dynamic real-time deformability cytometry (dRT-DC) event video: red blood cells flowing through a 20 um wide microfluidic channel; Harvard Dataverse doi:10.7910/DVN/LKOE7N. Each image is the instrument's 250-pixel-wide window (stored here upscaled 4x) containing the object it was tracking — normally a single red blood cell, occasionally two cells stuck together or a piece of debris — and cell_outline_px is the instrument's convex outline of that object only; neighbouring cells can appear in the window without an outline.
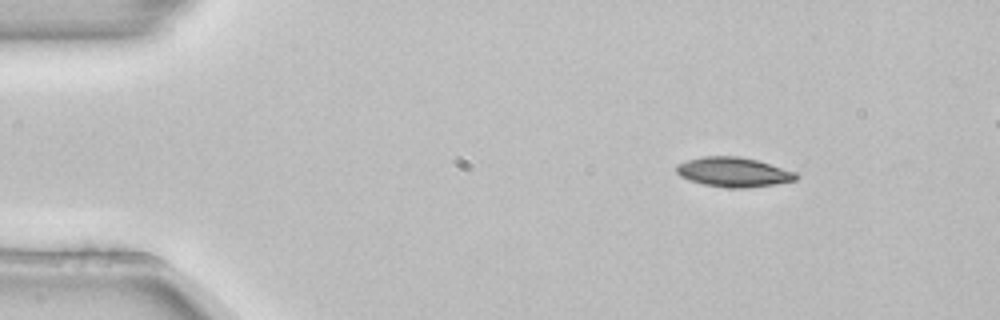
{"species": "common noctule bat (a hibernating species)", "species_latin": "Nyctalus noctula", "temperature_condition": "room temperature", "stored_images_in_passage": 4, "segment_of_instrument_passage": [1, 2], "camera_frame_rate_fps": 3000, "um_per_image_px": 0.085, "animal": {"sex": "female", "body_mass_g": 22.7, "forearm_length_mm": 54.2}, "frame": {"image": 1, "passage_image": 1, "time_ms": 0.0, "image_size_px": [1000, 320], "cell_outline_px": [[800, 176], [796, 180], [772, 184], [744, 188], [732, 188], [704, 184], [688, 180], [680, 176], [676, 172], [676, 164], [688, 160], [704, 156], [736, 156], [756, 160], [796, 172]], "centroid_in_image_um": [62.32, 14.62], "position_along_channel_um": 22.7, "area_um2": 20.4}}